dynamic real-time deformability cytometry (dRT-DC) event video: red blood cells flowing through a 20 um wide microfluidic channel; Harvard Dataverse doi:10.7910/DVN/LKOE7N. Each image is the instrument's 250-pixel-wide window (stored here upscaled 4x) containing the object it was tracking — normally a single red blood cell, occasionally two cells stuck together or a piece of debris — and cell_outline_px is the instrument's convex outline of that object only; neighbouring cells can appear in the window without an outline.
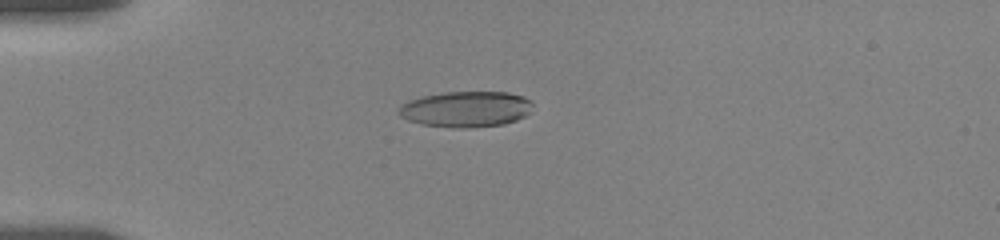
{"species": "human", "species_latin": "Homo sapiens", "temperature_condition": "room temperature", "stored_images_in_passage": 75, "camera_frame_rate_fps": 3000, "um_per_image_px": 0.085, "donor": {"sex": "female"}, "frame": {"image": 1, "passage_image": 19, "time_ms": 4.667, "image_size_px": [1000, 240], "cell_outline_px": [[532, 104], [528, 112], [524, 116], [516, 120], [504, 124], [468, 128], [452, 128], [420, 124], [408, 120], [400, 116], [396, 112], [400, 104], [408, 100], [420, 96], [444, 92], [508, 92], [524, 96], [532, 100]], "centroid_in_image_um": [39.55, 9.27], "position_along_channel_um": 45.4, "area_um2": 28.32}}
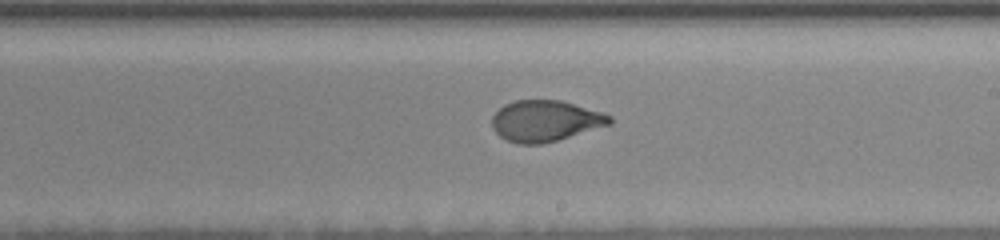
{"frame": {"image": 2, "passage_image": 41, "time_ms": 11.0, "image_size_px": [1000, 240], "cell_outline_px": [[612, 124], [556, 140], [540, 144], [516, 144], [500, 136], [492, 128], [492, 116], [504, 104], [516, 100], [560, 100], [600, 112], [612, 116]], "centroid_in_image_um": [46.33, 10.28], "position_along_channel_um": 242.7, "area_um2": 27.92}}
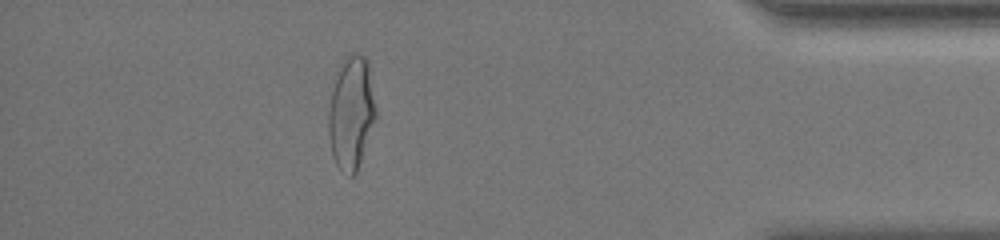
{"frame": {"image": 3, "passage_image": 65, "time_ms": 16.667, "image_size_px": [1000, 240], "cell_outline_px": [[376, 116], [356, 172], [352, 176], [348, 176], [336, 164], [332, 152], [328, 136], [328, 112], [332, 92], [340, 64], [344, 56], [364, 56], [368, 60], [376, 108]], "centroid_in_image_um": [29.85, 9.59], "position_along_channel_um": 405.3, "area_um2": 30.58}, "authors_computed_cell_mechanics": {"area_um2": 28.4954, "velocity_mm_per_s": 3.5171, "shape_relaxation_time_tau1_ms": 5.4001, "shape_relaxation_time_tau2_ms": 0.6638, "deformation_change_tau1": 0.2223, "deformation_change_tau2": 0.0582}}